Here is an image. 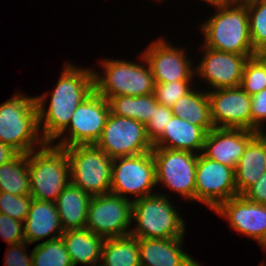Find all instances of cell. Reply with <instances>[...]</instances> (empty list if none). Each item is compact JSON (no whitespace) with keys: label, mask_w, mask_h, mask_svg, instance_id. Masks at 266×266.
Listing matches in <instances>:
<instances>
[{"label":"cell","mask_w":266,"mask_h":266,"mask_svg":"<svg viewBox=\"0 0 266 266\" xmlns=\"http://www.w3.org/2000/svg\"><path fill=\"white\" fill-rule=\"evenodd\" d=\"M108 103L112 114L134 119L144 125L152 117L154 108L159 104L154 94L144 96L119 95L111 97Z\"/></svg>","instance_id":"cell-27"},{"label":"cell","mask_w":266,"mask_h":266,"mask_svg":"<svg viewBox=\"0 0 266 266\" xmlns=\"http://www.w3.org/2000/svg\"><path fill=\"white\" fill-rule=\"evenodd\" d=\"M184 238H138L141 266H201L182 248Z\"/></svg>","instance_id":"cell-19"},{"label":"cell","mask_w":266,"mask_h":266,"mask_svg":"<svg viewBox=\"0 0 266 266\" xmlns=\"http://www.w3.org/2000/svg\"><path fill=\"white\" fill-rule=\"evenodd\" d=\"M156 187V165L152 151L113 159L111 194L134 201L156 194L153 192Z\"/></svg>","instance_id":"cell-8"},{"label":"cell","mask_w":266,"mask_h":266,"mask_svg":"<svg viewBox=\"0 0 266 266\" xmlns=\"http://www.w3.org/2000/svg\"><path fill=\"white\" fill-rule=\"evenodd\" d=\"M212 8L216 13L202 21L199 28L204 35L202 45L228 53L255 56L246 3L220 2Z\"/></svg>","instance_id":"cell-2"},{"label":"cell","mask_w":266,"mask_h":266,"mask_svg":"<svg viewBox=\"0 0 266 266\" xmlns=\"http://www.w3.org/2000/svg\"><path fill=\"white\" fill-rule=\"evenodd\" d=\"M202 58L195 66V78H201L207 91L239 87L247 60L252 56L228 53L201 45Z\"/></svg>","instance_id":"cell-15"},{"label":"cell","mask_w":266,"mask_h":266,"mask_svg":"<svg viewBox=\"0 0 266 266\" xmlns=\"http://www.w3.org/2000/svg\"><path fill=\"white\" fill-rule=\"evenodd\" d=\"M91 195L69 183L55 201L64 231L85 228Z\"/></svg>","instance_id":"cell-24"},{"label":"cell","mask_w":266,"mask_h":266,"mask_svg":"<svg viewBox=\"0 0 266 266\" xmlns=\"http://www.w3.org/2000/svg\"><path fill=\"white\" fill-rule=\"evenodd\" d=\"M207 131L173 115L163 133L153 142L154 148L202 153Z\"/></svg>","instance_id":"cell-21"},{"label":"cell","mask_w":266,"mask_h":266,"mask_svg":"<svg viewBox=\"0 0 266 266\" xmlns=\"http://www.w3.org/2000/svg\"><path fill=\"white\" fill-rule=\"evenodd\" d=\"M167 194L156 192L133 201L130 234L136 238L168 239L185 237L186 223ZM136 223V224H135Z\"/></svg>","instance_id":"cell-5"},{"label":"cell","mask_w":266,"mask_h":266,"mask_svg":"<svg viewBox=\"0 0 266 266\" xmlns=\"http://www.w3.org/2000/svg\"><path fill=\"white\" fill-rule=\"evenodd\" d=\"M70 166V183L91 196L109 194L113 159L95 144L65 147Z\"/></svg>","instance_id":"cell-7"},{"label":"cell","mask_w":266,"mask_h":266,"mask_svg":"<svg viewBox=\"0 0 266 266\" xmlns=\"http://www.w3.org/2000/svg\"><path fill=\"white\" fill-rule=\"evenodd\" d=\"M251 116L252 131L264 132L266 127V88L251 96Z\"/></svg>","instance_id":"cell-36"},{"label":"cell","mask_w":266,"mask_h":266,"mask_svg":"<svg viewBox=\"0 0 266 266\" xmlns=\"http://www.w3.org/2000/svg\"><path fill=\"white\" fill-rule=\"evenodd\" d=\"M193 80L172 81L169 83H155L154 96L159 104L172 107L176 101L186 95L193 87Z\"/></svg>","instance_id":"cell-32"},{"label":"cell","mask_w":266,"mask_h":266,"mask_svg":"<svg viewBox=\"0 0 266 266\" xmlns=\"http://www.w3.org/2000/svg\"><path fill=\"white\" fill-rule=\"evenodd\" d=\"M173 115L192 125L203 127L207 132L214 128L211 119L208 91L193 88L171 107Z\"/></svg>","instance_id":"cell-25"},{"label":"cell","mask_w":266,"mask_h":266,"mask_svg":"<svg viewBox=\"0 0 266 266\" xmlns=\"http://www.w3.org/2000/svg\"><path fill=\"white\" fill-rule=\"evenodd\" d=\"M238 195L235 169L198 154L195 174V201L211 211Z\"/></svg>","instance_id":"cell-13"},{"label":"cell","mask_w":266,"mask_h":266,"mask_svg":"<svg viewBox=\"0 0 266 266\" xmlns=\"http://www.w3.org/2000/svg\"><path fill=\"white\" fill-rule=\"evenodd\" d=\"M213 212L226 219L231 230L254 239L260 247L266 244V205L237 195L221 203Z\"/></svg>","instance_id":"cell-16"},{"label":"cell","mask_w":266,"mask_h":266,"mask_svg":"<svg viewBox=\"0 0 266 266\" xmlns=\"http://www.w3.org/2000/svg\"><path fill=\"white\" fill-rule=\"evenodd\" d=\"M208 97L214 127L252 131L251 96L240 86L210 90Z\"/></svg>","instance_id":"cell-17"},{"label":"cell","mask_w":266,"mask_h":266,"mask_svg":"<svg viewBox=\"0 0 266 266\" xmlns=\"http://www.w3.org/2000/svg\"><path fill=\"white\" fill-rule=\"evenodd\" d=\"M23 228L25 242L30 245L44 238L48 241L61 237L64 230L56 203L33 198L28 215L23 222Z\"/></svg>","instance_id":"cell-20"},{"label":"cell","mask_w":266,"mask_h":266,"mask_svg":"<svg viewBox=\"0 0 266 266\" xmlns=\"http://www.w3.org/2000/svg\"><path fill=\"white\" fill-rule=\"evenodd\" d=\"M255 56L262 62L266 68V48L255 53Z\"/></svg>","instance_id":"cell-40"},{"label":"cell","mask_w":266,"mask_h":266,"mask_svg":"<svg viewBox=\"0 0 266 266\" xmlns=\"http://www.w3.org/2000/svg\"><path fill=\"white\" fill-rule=\"evenodd\" d=\"M95 145L112 159L140 155L154 148L143 123L111 112Z\"/></svg>","instance_id":"cell-11"},{"label":"cell","mask_w":266,"mask_h":266,"mask_svg":"<svg viewBox=\"0 0 266 266\" xmlns=\"http://www.w3.org/2000/svg\"><path fill=\"white\" fill-rule=\"evenodd\" d=\"M0 237L8 245L25 242L23 222L0 213Z\"/></svg>","instance_id":"cell-35"},{"label":"cell","mask_w":266,"mask_h":266,"mask_svg":"<svg viewBox=\"0 0 266 266\" xmlns=\"http://www.w3.org/2000/svg\"><path fill=\"white\" fill-rule=\"evenodd\" d=\"M156 183L195 202V174L198 154L189 151L153 148ZM160 183V184H159Z\"/></svg>","instance_id":"cell-10"},{"label":"cell","mask_w":266,"mask_h":266,"mask_svg":"<svg viewBox=\"0 0 266 266\" xmlns=\"http://www.w3.org/2000/svg\"><path fill=\"white\" fill-rule=\"evenodd\" d=\"M266 171V136L258 133L246 146L235 169L238 195H243Z\"/></svg>","instance_id":"cell-22"},{"label":"cell","mask_w":266,"mask_h":266,"mask_svg":"<svg viewBox=\"0 0 266 266\" xmlns=\"http://www.w3.org/2000/svg\"><path fill=\"white\" fill-rule=\"evenodd\" d=\"M95 266H103L101 263H99V264H96Z\"/></svg>","instance_id":"cell-44"},{"label":"cell","mask_w":266,"mask_h":266,"mask_svg":"<svg viewBox=\"0 0 266 266\" xmlns=\"http://www.w3.org/2000/svg\"><path fill=\"white\" fill-rule=\"evenodd\" d=\"M61 237L73 266H95L101 262L104 237L86 228L66 230Z\"/></svg>","instance_id":"cell-23"},{"label":"cell","mask_w":266,"mask_h":266,"mask_svg":"<svg viewBox=\"0 0 266 266\" xmlns=\"http://www.w3.org/2000/svg\"><path fill=\"white\" fill-rule=\"evenodd\" d=\"M110 114L108 101L96 91L73 112L68 127L51 143L65 148L96 144ZM59 140V141H57Z\"/></svg>","instance_id":"cell-9"},{"label":"cell","mask_w":266,"mask_h":266,"mask_svg":"<svg viewBox=\"0 0 266 266\" xmlns=\"http://www.w3.org/2000/svg\"><path fill=\"white\" fill-rule=\"evenodd\" d=\"M261 249L263 250V251H265V253H266V244L265 245H263V246H261ZM266 262H261L260 263V265H258V266H266V264H265Z\"/></svg>","instance_id":"cell-43"},{"label":"cell","mask_w":266,"mask_h":266,"mask_svg":"<svg viewBox=\"0 0 266 266\" xmlns=\"http://www.w3.org/2000/svg\"><path fill=\"white\" fill-rule=\"evenodd\" d=\"M173 116L172 109L158 104L149 121L145 124L148 138L153 143L164 131L166 125Z\"/></svg>","instance_id":"cell-34"},{"label":"cell","mask_w":266,"mask_h":266,"mask_svg":"<svg viewBox=\"0 0 266 266\" xmlns=\"http://www.w3.org/2000/svg\"><path fill=\"white\" fill-rule=\"evenodd\" d=\"M74 64L64 62L54 89L35 96L39 129L46 143H52L68 127L73 112L95 91L93 68Z\"/></svg>","instance_id":"cell-1"},{"label":"cell","mask_w":266,"mask_h":266,"mask_svg":"<svg viewBox=\"0 0 266 266\" xmlns=\"http://www.w3.org/2000/svg\"><path fill=\"white\" fill-rule=\"evenodd\" d=\"M19 153L9 145L0 142V166L13 160Z\"/></svg>","instance_id":"cell-39"},{"label":"cell","mask_w":266,"mask_h":266,"mask_svg":"<svg viewBox=\"0 0 266 266\" xmlns=\"http://www.w3.org/2000/svg\"><path fill=\"white\" fill-rule=\"evenodd\" d=\"M0 192L16 196L30 195V178L27 154H18L0 166Z\"/></svg>","instance_id":"cell-28"},{"label":"cell","mask_w":266,"mask_h":266,"mask_svg":"<svg viewBox=\"0 0 266 266\" xmlns=\"http://www.w3.org/2000/svg\"><path fill=\"white\" fill-rule=\"evenodd\" d=\"M14 94L0 104V142L28 154L46 144L39 129L36 99L20 90Z\"/></svg>","instance_id":"cell-3"},{"label":"cell","mask_w":266,"mask_h":266,"mask_svg":"<svg viewBox=\"0 0 266 266\" xmlns=\"http://www.w3.org/2000/svg\"><path fill=\"white\" fill-rule=\"evenodd\" d=\"M168 42L165 37L157 38L142 52L151 69L154 83L196 80L194 59L187 56L185 48Z\"/></svg>","instance_id":"cell-14"},{"label":"cell","mask_w":266,"mask_h":266,"mask_svg":"<svg viewBox=\"0 0 266 266\" xmlns=\"http://www.w3.org/2000/svg\"><path fill=\"white\" fill-rule=\"evenodd\" d=\"M27 242L8 245L4 254V266H32V251L27 252Z\"/></svg>","instance_id":"cell-37"},{"label":"cell","mask_w":266,"mask_h":266,"mask_svg":"<svg viewBox=\"0 0 266 266\" xmlns=\"http://www.w3.org/2000/svg\"><path fill=\"white\" fill-rule=\"evenodd\" d=\"M30 196L55 202L70 183L69 159L64 148L46 143L27 154Z\"/></svg>","instance_id":"cell-6"},{"label":"cell","mask_w":266,"mask_h":266,"mask_svg":"<svg viewBox=\"0 0 266 266\" xmlns=\"http://www.w3.org/2000/svg\"><path fill=\"white\" fill-rule=\"evenodd\" d=\"M204 3H206L207 4V6L208 5H210V6H214V5H216L217 3H220V2H222V0H202Z\"/></svg>","instance_id":"cell-41"},{"label":"cell","mask_w":266,"mask_h":266,"mask_svg":"<svg viewBox=\"0 0 266 266\" xmlns=\"http://www.w3.org/2000/svg\"><path fill=\"white\" fill-rule=\"evenodd\" d=\"M240 87L250 96L266 88V68L256 56L247 60Z\"/></svg>","instance_id":"cell-31"},{"label":"cell","mask_w":266,"mask_h":266,"mask_svg":"<svg viewBox=\"0 0 266 266\" xmlns=\"http://www.w3.org/2000/svg\"><path fill=\"white\" fill-rule=\"evenodd\" d=\"M247 1H250V0H222V2H226V3H245Z\"/></svg>","instance_id":"cell-42"},{"label":"cell","mask_w":266,"mask_h":266,"mask_svg":"<svg viewBox=\"0 0 266 266\" xmlns=\"http://www.w3.org/2000/svg\"><path fill=\"white\" fill-rule=\"evenodd\" d=\"M100 263L103 266H141L138 238L131 234L105 238Z\"/></svg>","instance_id":"cell-26"},{"label":"cell","mask_w":266,"mask_h":266,"mask_svg":"<svg viewBox=\"0 0 266 266\" xmlns=\"http://www.w3.org/2000/svg\"><path fill=\"white\" fill-rule=\"evenodd\" d=\"M32 266H73L62 237L35 245Z\"/></svg>","instance_id":"cell-29"},{"label":"cell","mask_w":266,"mask_h":266,"mask_svg":"<svg viewBox=\"0 0 266 266\" xmlns=\"http://www.w3.org/2000/svg\"><path fill=\"white\" fill-rule=\"evenodd\" d=\"M32 200L30 195L16 196L7 192H0V213L24 222Z\"/></svg>","instance_id":"cell-33"},{"label":"cell","mask_w":266,"mask_h":266,"mask_svg":"<svg viewBox=\"0 0 266 266\" xmlns=\"http://www.w3.org/2000/svg\"><path fill=\"white\" fill-rule=\"evenodd\" d=\"M258 134L255 131L214 127L207 132L202 154L208 159L236 169L247 144Z\"/></svg>","instance_id":"cell-18"},{"label":"cell","mask_w":266,"mask_h":266,"mask_svg":"<svg viewBox=\"0 0 266 266\" xmlns=\"http://www.w3.org/2000/svg\"><path fill=\"white\" fill-rule=\"evenodd\" d=\"M249 17V34L255 53L266 48V0L245 2Z\"/></svg>","instance_id":"cell-30"},{"label":"cell","mask_w":266,"mask_h":266,"mask_svg":"<svg viewBox=\"0 0 266 266\" xmlns=\"http://www.w3.org/2000/svg\"><path fill=\"white\" fill-rule=\"evenodd\" d=\"M132 210L133 201L129 199L111 193L92 196L85 228L104 238L129 235Z\"/></svg>","instance_id":"cell-12"},{"label":"cell","mask_w":266,"mask_h":266,"mask_svg":"<svg viewBox=\"0 0 266 266\" xmlns=\"http://www.w3.org/2000/svg\"><path fill=\"white\" fill-rule=\"evenodd\" d=\"M243 196L250 202L266 205V171Z\"/></svg>","instance_id":"cell-38"},{"label":"cell","mask_w":266,"mask_h":266,"mask_svg":"<svg viewBox=\"0 0 266 266\" xmlns=\"http://www.w3.org/2000/svg\"><path fill=\"white\" fill-rule=\"evenodd\" d=\"M139 61L140 63L126 59H109V57L102 59L99 64L104 72H99L93 67L95 91L107 101L119 95L153 94L154 78L142 53Z\"/></svg>","instance_id":"cell-4"}]
</instances>
